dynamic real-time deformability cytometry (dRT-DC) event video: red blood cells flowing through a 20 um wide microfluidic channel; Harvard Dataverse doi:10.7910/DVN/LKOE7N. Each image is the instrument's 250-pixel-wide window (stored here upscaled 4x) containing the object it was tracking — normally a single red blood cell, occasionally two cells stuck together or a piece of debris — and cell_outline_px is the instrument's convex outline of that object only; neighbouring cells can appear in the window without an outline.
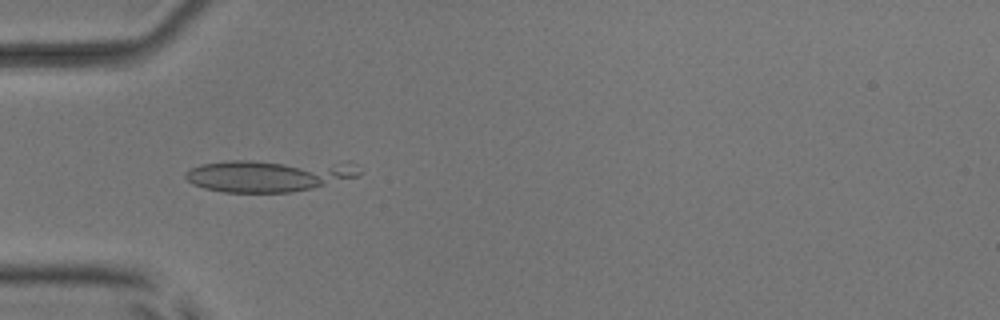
{"species": "common noctule bat (a hibernating species)", "species_latin": "Nyctalus noctula", "temperature_condition": "room temperature", "stored_images_in_passage": 4, "camera_frame_rate_fps": 3000, "um_per_image_px": 0.085, "animal": {"sex": "male", "body_mass_g": 17.9, "forearm_length_mm": 54.2}, "frame": {"image": 1, "passage_image": 3, "time_ms": 3.333, "image_size_px": [1000, 320], "cell_outline_px": [[364, 172], [356, 176], [312, 188], [292, 192], [224, 192], [204, 188], [192, 184], [184, 176], [184, 172], [200, 164], [228, 160], [352, 160]], "centroid_in_image_um": [22.97, 14.86], "position_along_channel_um": 62.0, "area_um2": 33.76}}